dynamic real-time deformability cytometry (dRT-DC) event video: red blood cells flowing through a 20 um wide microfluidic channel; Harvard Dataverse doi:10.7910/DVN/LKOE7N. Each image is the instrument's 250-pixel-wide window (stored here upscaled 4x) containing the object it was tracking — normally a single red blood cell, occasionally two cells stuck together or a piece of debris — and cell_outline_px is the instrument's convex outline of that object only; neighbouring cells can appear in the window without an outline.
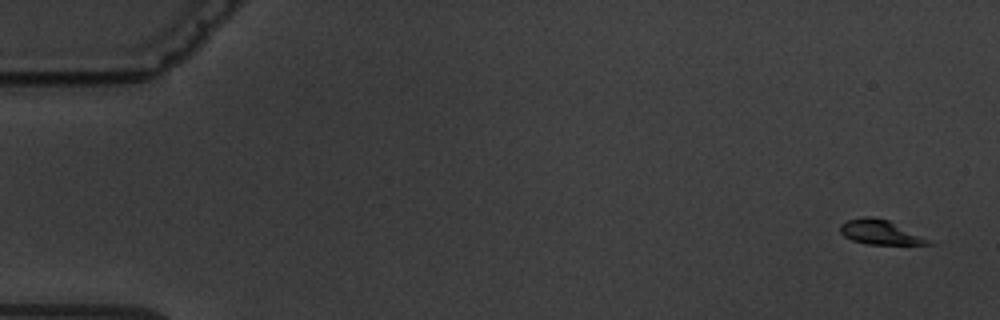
{"species": "common noctule bat (a hibernating species)", "species_latin": "Nyctalus noctula", "temperature_condition": "warm", "stored_images_in_passage": 6, "camera_frame_rate_fps": 3000, "um_per_image_px": 0.085, "animal": {"sex": "male", "body_mass_g": 19.5, "forearm_length_mm": 54.6}, "frame": {"image": 1, "passage_image": 1, "time_ms": 0.0, "image_size_px": [1000, 320], "cell_outline_px": [[936, 244], [868, 244], [852, 240], [844, 236], [840, 232], [840, 224], [848, 220], [864, 216], [872, 216], [888, 220], [932, 240]], "centroid_in_image_um": [74.82, 19.73], "position_along_channel_um": 10.2, "area_um2": 12.54}}
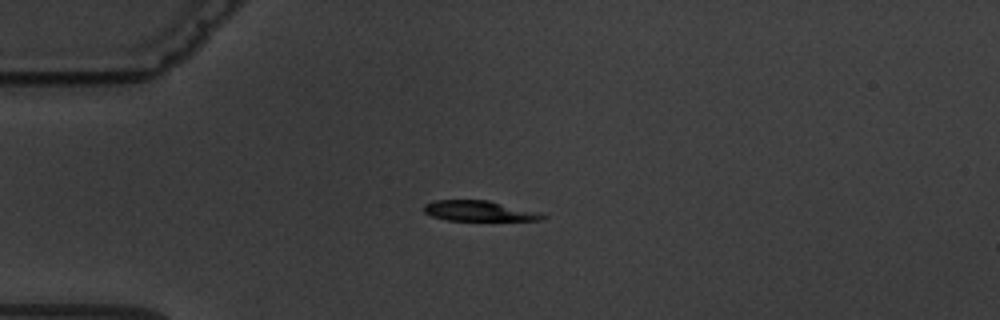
{"frame": {"image": 2, "passage_image": 5, "time_ms": 4.333, "image_size_px": [1000, 320], "cell_outline_px": [[548, 216], [540, 220], [448, 220], [432, 216], [424, 212], [424, 204], [436, 200], [488, 200], [540, 212]], "centroid_in_image_um": [40.73, 17.92], "position_along_channel_um": 44.3, "area_um2": 13.99}}